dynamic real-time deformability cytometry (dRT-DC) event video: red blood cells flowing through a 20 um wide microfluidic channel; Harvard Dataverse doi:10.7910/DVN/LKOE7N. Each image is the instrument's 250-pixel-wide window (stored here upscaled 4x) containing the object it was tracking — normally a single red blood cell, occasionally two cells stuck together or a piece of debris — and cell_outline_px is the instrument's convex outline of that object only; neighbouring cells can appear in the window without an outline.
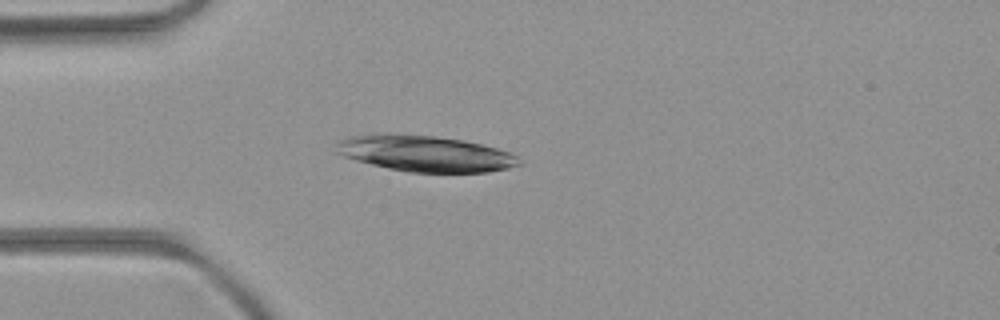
{"species": "common noctule bat (a hibernating species)", "species_latin": "Nyctalus noctula", "temperature_condition": "room temperature", "stored_images_in_passage": 2, "camera_frame_rate_fps": 3000, "um_per_image_px": 0.085, "animal": {"sex": "female", "body_mass_g": 21.9}, "frame": {"image": 1, "passage_image": 2, "time_ms": 1.333, "image_size_px": [1000, 320], "cell_outline_px": [[520, 164], [508, 168], [488, 172], [408, 172], [388, 168], [356, 160], [344, 156], [336, 152], [336, 140], [348, 136], [436, 136], [464, 140], [496, 148], [508, 152], [516, 156], [520, 160]], "centroid_in_image_um": [36.17, 13.08], "position_along_channel_um": 48.8, "area_um2": 37.34}}